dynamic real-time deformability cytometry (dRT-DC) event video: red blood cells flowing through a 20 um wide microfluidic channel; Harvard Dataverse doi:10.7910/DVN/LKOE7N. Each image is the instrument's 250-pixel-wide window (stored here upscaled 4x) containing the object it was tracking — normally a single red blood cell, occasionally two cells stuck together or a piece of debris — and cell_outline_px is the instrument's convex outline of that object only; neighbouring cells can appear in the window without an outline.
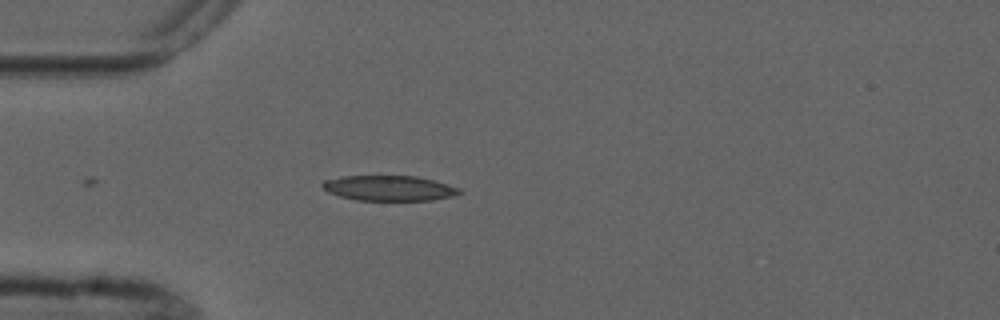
{"species": "common noctule bat (a hibernating species)", "species_latin": "Nyctalus noctula", "temperature_condition": "cold", "stored_images_in_passage": 2, "camera_frame_rate_fps": 3000, "um_per_image_px": 0.085, "animal": {"sex": "male", "forearm_length_mm": 52.5}, "frame": {"image": 1, "passage_image": 2, "time_ms": 1.0, "image_size_px": [1000, 320], "cell_outline_px": [[460, 192], [452, 196], [432, 200], [356, 200], [340, 196], [328, 192], [320, 184], [324, 180], [344, 176], [416, 176], [432, 180], [460, 188]], "centroid_in_image_um": [33.03, 15.99], "position_along_channel_um": 52.0, "area_um2": 19.88}}